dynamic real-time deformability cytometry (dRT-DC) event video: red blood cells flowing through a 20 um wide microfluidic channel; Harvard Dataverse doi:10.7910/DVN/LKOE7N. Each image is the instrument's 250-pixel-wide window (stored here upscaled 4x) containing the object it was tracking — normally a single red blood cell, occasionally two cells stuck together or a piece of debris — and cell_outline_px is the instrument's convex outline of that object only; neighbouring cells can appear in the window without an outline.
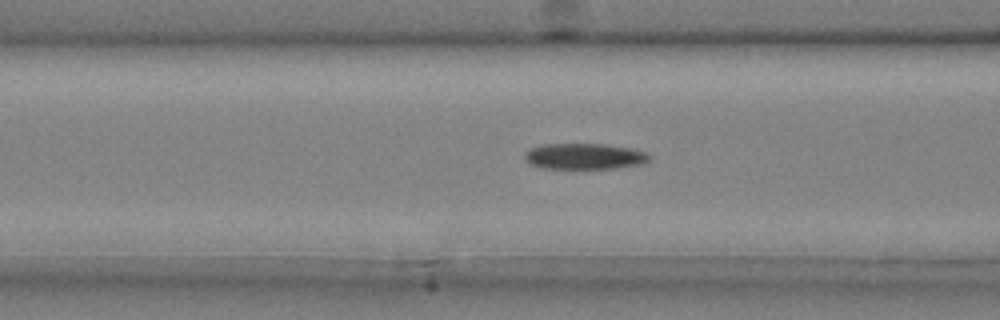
{"species": "common noctule bat (a hibernating species)", "species_latin": "Nyctalus noctula", "temperature_condition": "cold", "stored_images_in_passage": 48, "camera_frame_rate_fps": 3000, "um_per_image_px": 0.085, "animal": {"sex": "male", "body_mass_g": 20.4}, "frame": {"image": 1, "passage_image": 19, "time_ms": 6.0, "image_size_px": [1000, 320], "cell_outline_px": [[652, 156], [648, 160], [640, 164], [616, 168], [540, 168], [528, 164], [524, 160], [524, 152], [532, 148], [544, 144], [604, 144], [628, 148], [644, 152]], "centroid_in_image_um": [49.61, 13.29], "position_along_channel_um": 117.0, "area_um2": 18.73}}
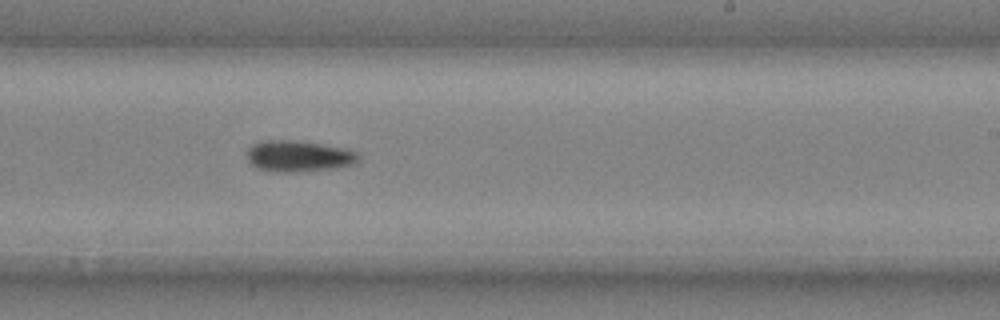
{"frame": {"image": 2, "passage_image": 30, "time_ms": 9.667, "image_size_px": [1000, 320], "cell_outline_px": [[360, 160], [356, 164], [336, 168], [292, 172], [276, 172], [256, 168], [248, 160], [248, 148], [252, 144], [260, 140], [296, 140], [348, 148], [356, 152], [360, 156]], "centroid_in_image_um": [25.42, 13.26], "position_along_channel_um": 263.6, "area_um2": 20.58}}
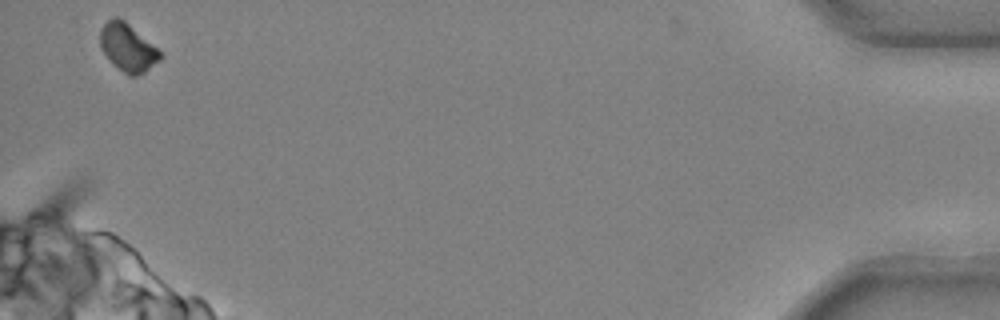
{"frame": {"image": 3, "passage_image": 47, "time_ms": 15.333, "image_size_px": [1000, 320], "cell_outline_px": [[164, 56], [160, 60], [144, 72], [136, 76], [128, 76], [100, 48], [100, 28], [108, 20], [116, 16], [124, 20], [156, 48]], "centroid_in_image_um": [10.85, 4.03], "position_along_channel_um": 424.3, "area_um2": 16.18}, "authors_computed_cell_mechanics": {"area_um2": 18.7561, "velocity_mm_per_s": 4.0063, "shape_relaxation_time_tau1_ms": 4.9267, "shape_relaxation_time_tau2_ms": null, "deformation_change_tau1": 0.1511, "deformation_change_tau2": null}}